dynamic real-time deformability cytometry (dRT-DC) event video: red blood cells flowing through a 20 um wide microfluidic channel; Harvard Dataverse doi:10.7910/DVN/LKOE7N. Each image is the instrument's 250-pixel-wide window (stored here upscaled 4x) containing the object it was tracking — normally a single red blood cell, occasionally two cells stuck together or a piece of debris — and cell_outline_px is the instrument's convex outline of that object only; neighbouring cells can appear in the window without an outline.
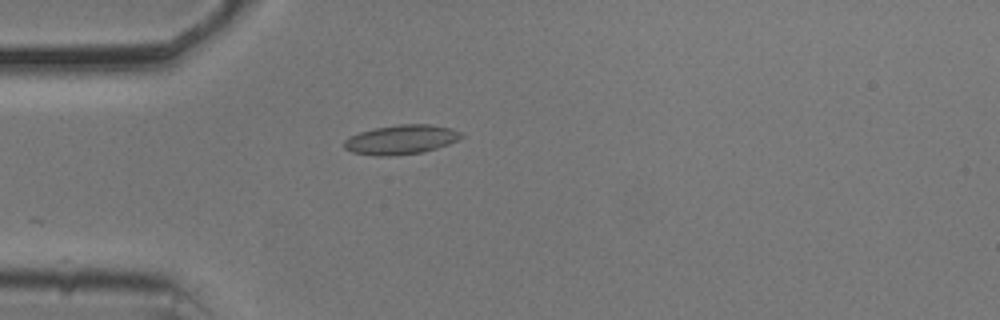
{"species": "common noctule bat (a hibernating species)", "species_latin": "Nyctalus noctula", "temperature_condition": "cold", "stored_images_in_passage": 14, "camera_frame_rate_fps": 3000, "um_per_image_px": 0.085, "animal": {"sex": "male", "body_mass_g": 20.5, "forearm_length_mm": 52.5}, "frame": {"image": 1, "passage_image": 1, "time_ms": 0.0, "image_size_px": [1000, 320], "cell_outline_px": [[464, 136], [448, 144], [424, 152], [388, 156], [376, 156], [352, 152], [344, 148], [344, 140], [348, 136], [360, 132], [376, 128], [400, 124], [432, 124], [452, 128], [460, 132]], "centroid_in_image_um": [34.08, 11.86], "position_along_channel_um": 50.9, "area_um2": 20.06}}
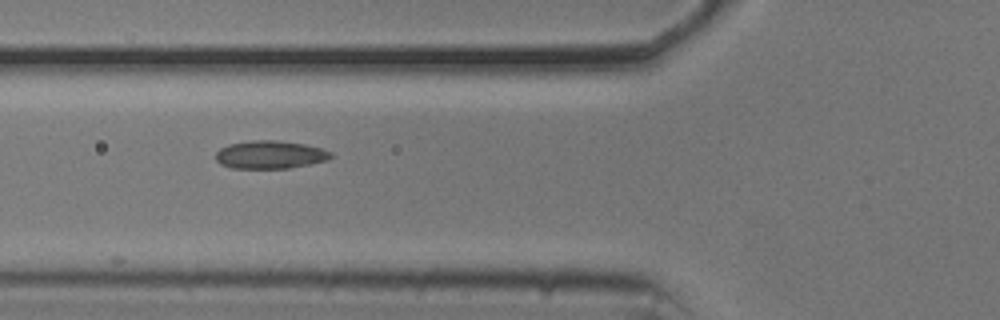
{"frame": {"image": 2, "passage_image": 6, "time_ms": 1.667, "image_size_px": [1000, 320], "cell_outline_px": [[332, 156], [328, 160], [288, 168], [232, 168], [220, 164], [216, 160], [216, 152], [220, 148], [228, 144], [252, 140], [276, 140], [304, 144], [320, 148], [332, 152]], "centroid_in_image_um": [22.93, 13.14], "position_along_channel_um": 102.9, "area_um2": 18.73}}
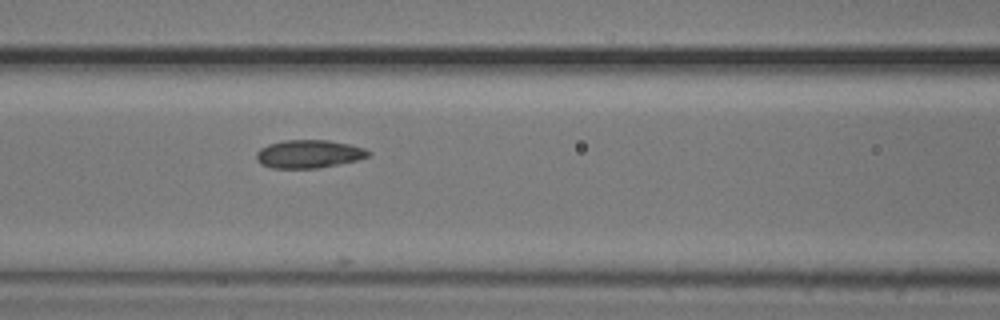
{"frame": {"image": 3, "passage_image": 9, "time_ms": 2.667, "image_size_px": [1000, 320], "cell_outline_px": [[372, 156], [356, 160], [320, 168], [272, 168], [260, 164], [256, 160], [256, 152], [260, 148], [268, 144], [284, 140], [328, 140], [348, 144], [364, 148], [372, 152]], "centroid_in_image_um": [26.24, 13.09], "position_along_channel_um": 140.4, "area_um2": 18.5}}